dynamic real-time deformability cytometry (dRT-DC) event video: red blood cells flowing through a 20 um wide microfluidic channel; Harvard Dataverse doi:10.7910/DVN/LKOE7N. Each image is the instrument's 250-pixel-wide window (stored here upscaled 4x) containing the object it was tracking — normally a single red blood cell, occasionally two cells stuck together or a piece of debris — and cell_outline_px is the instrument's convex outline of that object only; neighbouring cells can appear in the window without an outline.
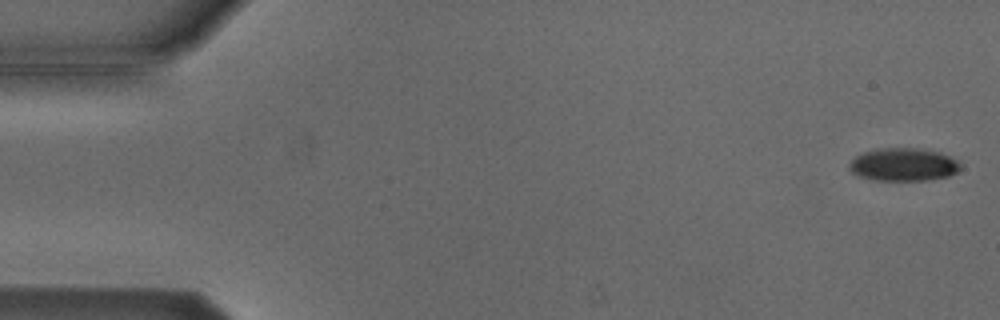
{"species": "Egyptian fruit bat (a non-hibernating species)", "species_latin": "Rousettus aegyptiacus", "temperature_condition": "cold", "stored_images_in_passage": 5, "camera_frame_rate_fps": 3000, "um_per_image_px": 0.085, "animal": {"sex": "male"}, "frame": {"image": 1, "passage_image": 1, "time_ms": 0.0, "image_size_px": [1000, 320], "cell_outline_px": [[960, 168], [956, 172], [948, 176], [928, 180], [872, 180], [860, 176], [852, 172], [848, 168], [848, 164], [856, 156], [864, 152], [884, 148], [916, 148], [936, 152], [948, 156], [956, 160], [960, 164]], "centroid_in_image_um": [76.76, 14.0], "position_along_channel_um": 8.2, "area_um2": 21.04}}
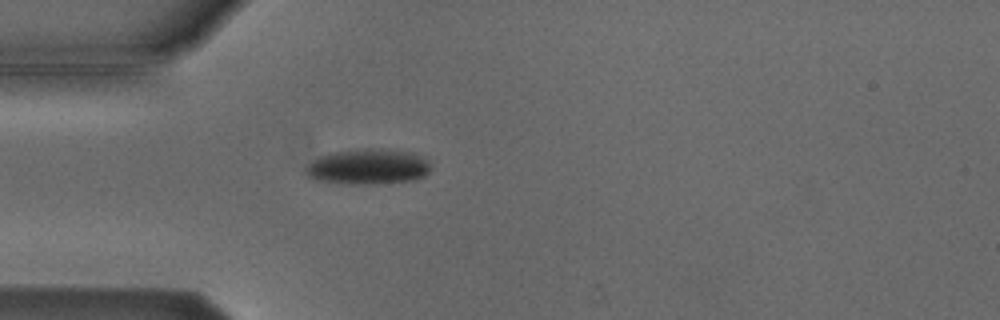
{"frame": {"image": 2, "passage_image": 5, "time_ms": 4.667, "image_size_px": [1000, 320], "cell_outline_px": [[432, 168], [424, 176], [412, 180], [372, 184], [340, 184], [312, 180], [304, 172], [304, 168], [308, 164], [320, 156], [332, 152], [364, 148], [380, 148], [412, 152], [428, 160], [432, 164]], "centroid_in_image_um": [31.26, 14.17], "position_along_channel_um": 53.7, "area_um2": 26.3}}